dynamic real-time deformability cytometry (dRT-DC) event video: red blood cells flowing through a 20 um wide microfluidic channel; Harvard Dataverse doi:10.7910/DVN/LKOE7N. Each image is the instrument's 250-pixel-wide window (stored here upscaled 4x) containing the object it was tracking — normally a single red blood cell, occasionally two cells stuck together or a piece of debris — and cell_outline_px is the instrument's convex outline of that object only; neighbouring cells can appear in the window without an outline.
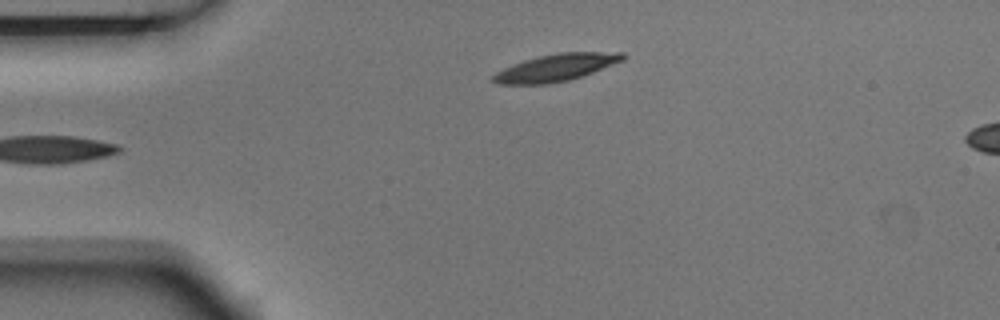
{"species": "Egyptian fruit bat (a non-hibernating species)", "species_latin": "Rousettus aegyptiacus", "temperature_condition": "room temperature", "stored_images_in_passage": 2, "camera_frame_rate_fps": 3000, "um_per_image_px": 0.085, "animal": {"sex": "male"}, "frame": {"image": 1, "passage_image": 2, "time_ms": 0.333, "image_size_px": [1000, 320], "cell_outline_px": [[628, 56], [624, 60], [592, 72], [568, 80], [548, 84], [496, 84], [492, 80], [492, 76], [496, 72], [512, 64], [524, 60], [540, 56], [560, 52], [624, 52]], "centroid_in_image_um": [47.27, 5.74], "position_along_channel_um": 37.7, "area_um2": 20.4}}